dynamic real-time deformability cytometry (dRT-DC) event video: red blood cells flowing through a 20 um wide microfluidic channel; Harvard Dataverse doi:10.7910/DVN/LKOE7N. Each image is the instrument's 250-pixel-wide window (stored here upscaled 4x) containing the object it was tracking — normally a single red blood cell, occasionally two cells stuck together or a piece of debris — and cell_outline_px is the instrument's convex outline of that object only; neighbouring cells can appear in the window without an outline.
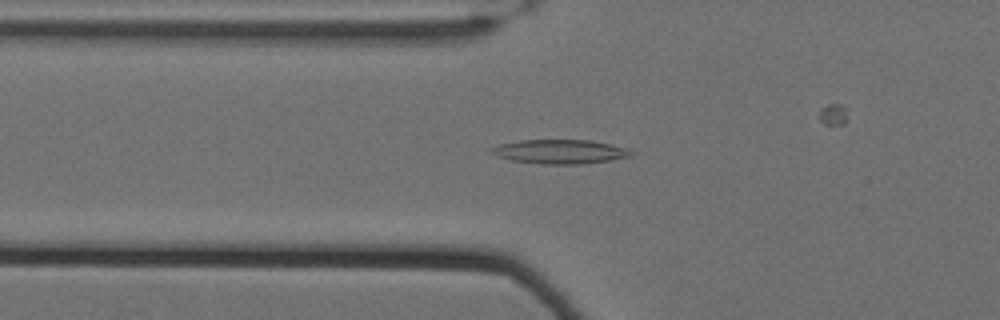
{"species": "Egyptian fruit bat (a non-hibernating species)", "species_latin": "Rousettus aegyptiacus", "temperature_condition": "cold", "stored_images_in_passage": 53, "camera_frame_rate_fps": 3000, "um_per_image_px": 0.085, "animal": {"sex": "female"}, "frame": {"image": 1, "passage_image": 23, "time_ms": 7.333, "image_size_px": [1000, 320], "cell_outline_px": [[632, 156], [612, 160], [580, 164], [544, 164], [512, 160], [496, 156], [488, 152], [488, 148], [500, 144], [520, 140], [592, 140], [628, 148], [632, 152]], "centroid_in_image_um": [47.57, 12.88], "position_along_channel_um": 78.2, "area_um2": 19.77}}
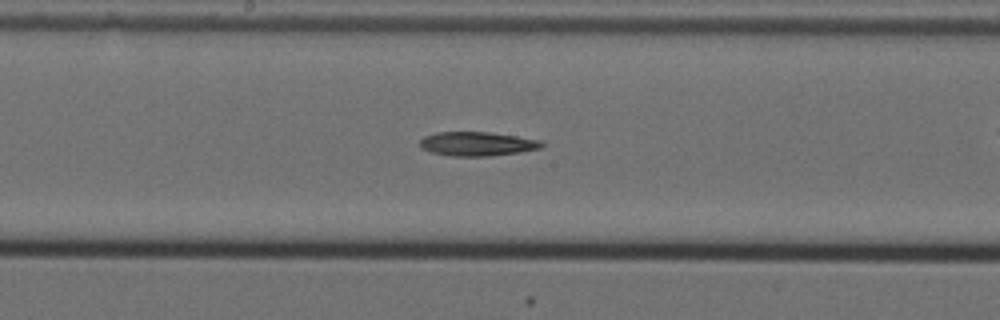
{"frame": {"image": 2, "passage_image": 34, "time_ms": 11.0, "image_size_px": [1000, 320], "cell_outline_px": [[544, 148], [520, 152], [488, 156], [452, 156], [432, 152], [420, 148], [420, 140], [424, 136], [436, 132], [488, 132], [516, 136], [540, 140], [544, 144]], "centroid_in_image_um": [40.57, 12.23], "position_along_channel_um": 207.6, "area_um2": 17.11}}
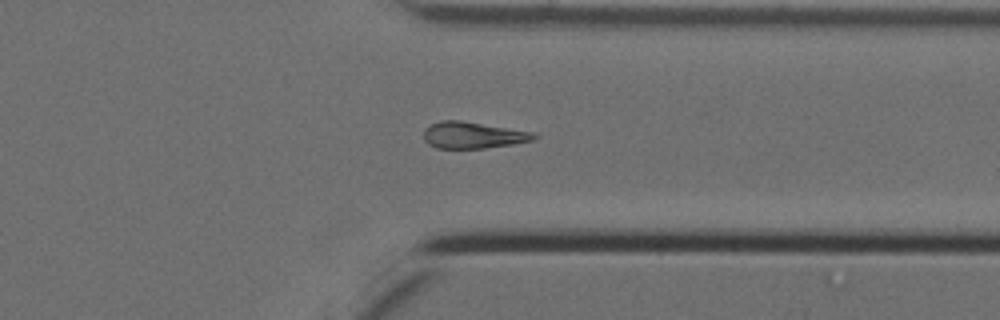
{"frame": {"image": 3, "passage_image": 48, "time_ms": 15.667, "image_size_px": [1000, 320], "cell_outline_px": [[540, 136], [532, 140], [512, 144], [484, 148], [436, 148], [428, 144], [424, 140], [424, 128], [440, 120], [460, 120], [536, 132]], "centroid_in_image_um": [40.22, 11.48], "position_along_channel_um": 371.2, "area_um2": 17.17}}